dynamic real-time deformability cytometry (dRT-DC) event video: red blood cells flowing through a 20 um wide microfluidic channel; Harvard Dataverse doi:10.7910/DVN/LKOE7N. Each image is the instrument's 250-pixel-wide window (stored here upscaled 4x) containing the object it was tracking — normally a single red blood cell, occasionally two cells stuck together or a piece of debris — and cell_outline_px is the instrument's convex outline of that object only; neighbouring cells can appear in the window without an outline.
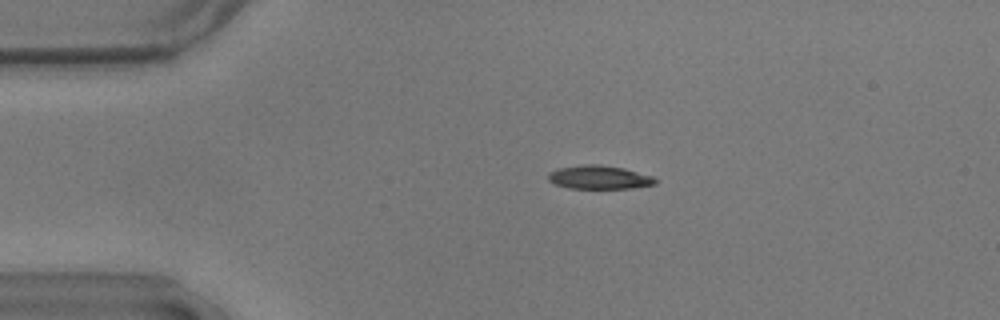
{"species": "common noctule bat (a hibernating species)", "species_latin": "Nyctalus noctula", "temperature_condition": "warm", "stored_images_in_passage": 40, "camera_frame_rate_fps": 3000, "um_per_image_px": 0.085, "animal": {"sex": "male", "body_mass_g": 17.9}, "frame": {"image": 1, "passage_image": 3, "time_ms": 0.667, "image_size_px": [1000, 320], "cell_outline_px": [[656, 184], [632, 188], [568, 188], [556, 184], [548, 180], [548, 172], [560, 168], [584, 164], [600, 164], [624, 168], [652, 176], [656, 180]], "centroid_in_image_um": [50.93, 15.06], "position_along_channel_um": 34.1, "area_um2": 14.62}}
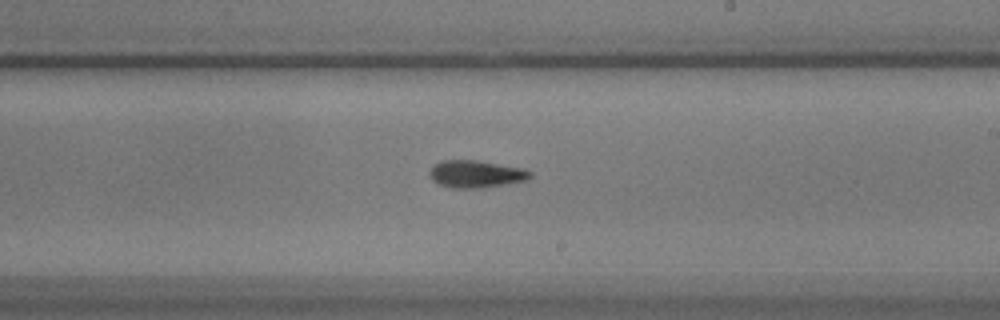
{"frame": {"image": 2, "passage_image": 24, "time_ms": 7.667, "image_size_px": [1000, 320], "cell_outline_px": [[532, 176], [528, 180], [484, 188], [452, 188], [440, 184], [432, 180], [428, 176], [428, 172], [432, 164], [440, 160], [476, 160], [524, 168], [532, 172]], "centroid_in_image_um": [40.43, 14.78], "position_along_channel_um": 248.6, "area_um2": 16.36}}
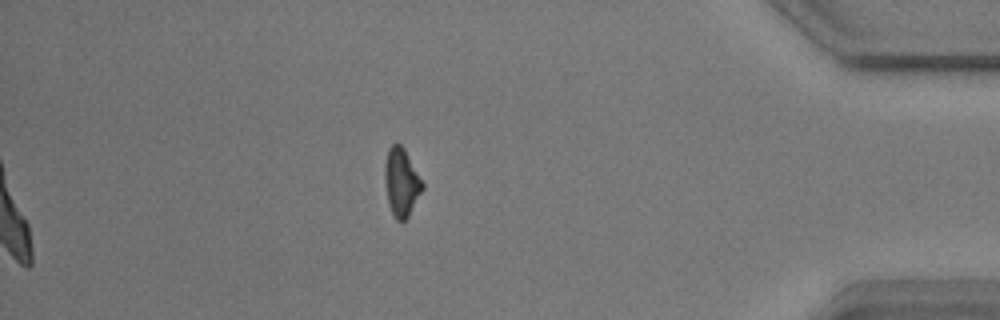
{"frame": {"image": 3, "passage_image": 40, "time_ms": 13.0, "image_size_px": [1000, 320], "cell_outline_px": [[424, 188], [408, 216], [404, 220], [396, 220], [388, 204], [384, 176], [384, 164], [388, 148], [392, 144], [400, 144], [404, 148], [424, 184]], "centroid_in_image_um": [34.11, 15.47], "position_along_channel_um": 401.1, "area_um2": 14.85}, "authors_computed_cell_mechanics": {"area_um2": 15.5482, "velocity_mm_per_s": 3.6165, "shape_relaxation_time_tau1_ms": null, "shape_relaxation_time_tau2_ms": 7.5182, "deformation_change_tau1": null, "deformation_change_tau2": 0.1797}}